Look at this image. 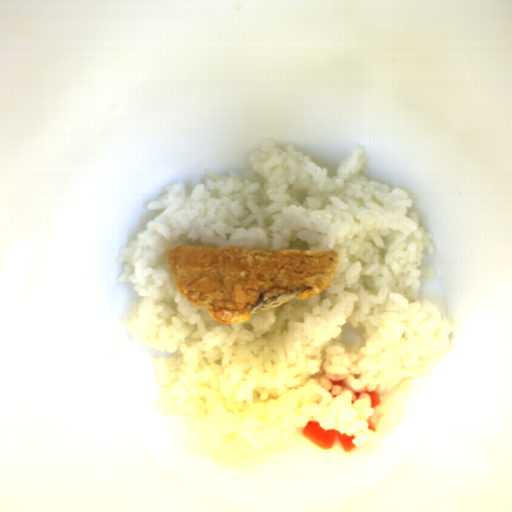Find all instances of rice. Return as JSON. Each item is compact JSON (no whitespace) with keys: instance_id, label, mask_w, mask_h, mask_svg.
Segmentation results:
<instances>
[{"instance_id":"1","label":"rice","mask_w":512,"mask_h":512,"mask_svg":"<svg viewBox=\"0 0 512 512\" xmlns=\"http://www.w3.org/2000/svg\"><path fill=\"white\" fill-rule=\"evenodd\" d=\"M245 162L241 174L207 168L193 189L168 184L146 205L163 211L115 260L117 283L135 284L142 298L127 333L171 353L154 359L159 413L244 451L290 439L309 421L353 436L355 447L389 434L404 412L400 395L450 347L452 321L419 296L422 280L437 278L422 265L434 257L433 236L405 191L366 176L362 145L333 178L271 140ZM193 244L332 249L339 260L315 295L228 326L188 302L167 269L170 247Z\"/></svg>"}]
</instances>
